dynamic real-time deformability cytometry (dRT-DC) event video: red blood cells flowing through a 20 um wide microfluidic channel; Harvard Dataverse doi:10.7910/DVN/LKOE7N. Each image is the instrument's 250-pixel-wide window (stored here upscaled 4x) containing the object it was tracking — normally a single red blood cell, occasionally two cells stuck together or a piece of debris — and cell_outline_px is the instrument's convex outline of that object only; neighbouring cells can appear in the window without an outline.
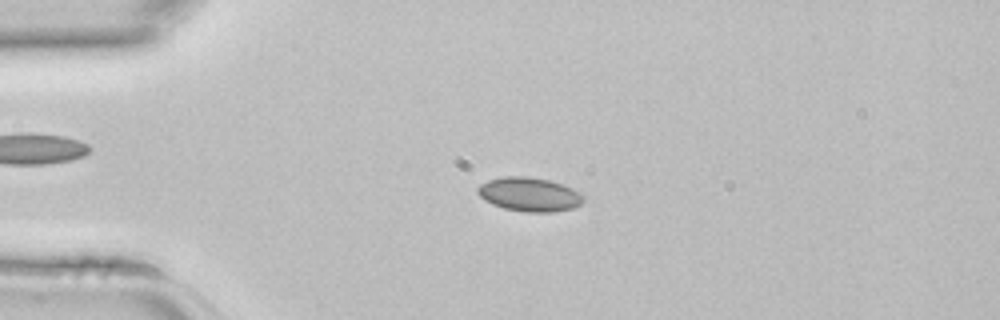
{"species": "common noctule bat (a hibernating species)", "species_latin": "Nyctalus noctula", "temperature_condition": "room temperature", "stored_images_in_passage": 36, "camera_frame_rate_fps": 3000, "um_per_image_px": 0.085, "animal": {"sex": "female", "body_mass_g": 22.7, "forearm_length_mm": 54.2}, "frame": {"image": 1, "passage_image": 2, "time_ms": 0.333, "image_size_px": [1000, 320], "cell_outline_px": [[584, 200], [580, 204], [572, 208], [556, 212], [524, 212], [504, 208], [492, 204], [484, 200], [476, 192], [476, 188], [480, 184], [488, 180], [504, 176], [524, 176], [548, 180], [572, 188], [580, 192], [584, 196]], "centroid_in_image_um": [44.97, 16.53], "position_along_channel_um": 40.0, "area_um2": 20.98}}
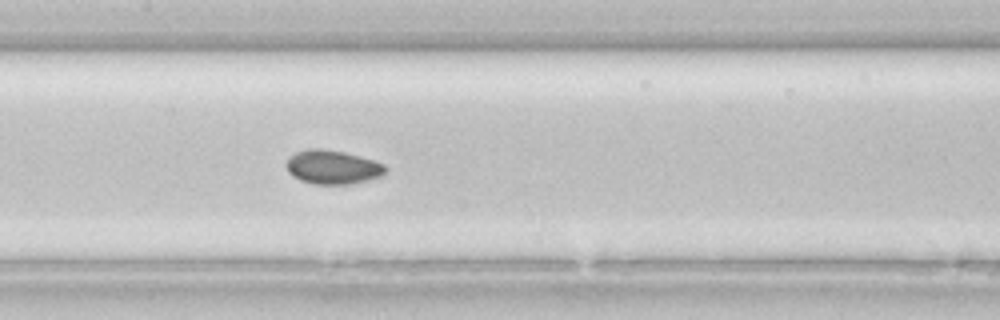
{"frame": {"image": 2, "passage_image": 13, "time_ms": 4.0, "image_size_px": [1000, 320], "cell_outline_px": [[388, 168], [380, 176], [348, 184], [312, 184], [300, 180], [292, 176], [288, 172], [284, 164], [296, 152], [308, 148], [320, 148], [344, 152], [360, 156], [384, 164]], "centroid_in_image_um": [28.23, 14.2], "position_along_channel_um": 179.2, "area_um2": 19.48}}
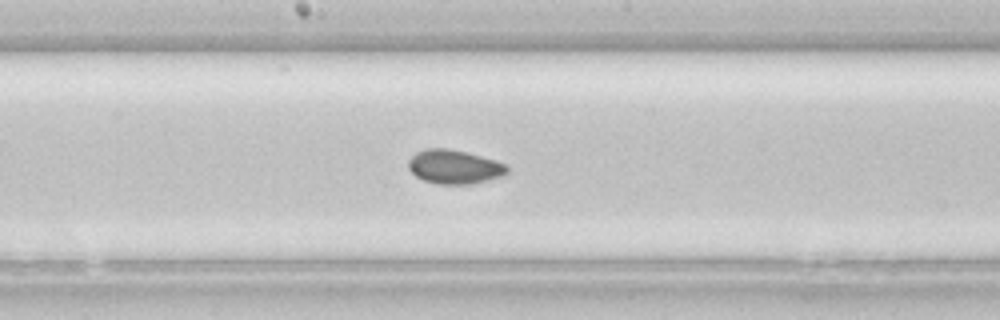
{"frame": {"image": 3, "passage_image": 15, "time_ms": 4.667, "image_size_px": [1000, 320], "cell_outline_px": [[508, 172], [504, 176], [472, 184], [436, 184], [424, 180], [416, 176], [408, 168], [408, 160], [416, 152], [424, 148], [448, 148], [468, 152], [496, 160], [504, 164], [508, 168]], "centroid_in_image_um": [38.62, 14.17], "position_along_channel_um": 209.6, "area_um2": 19.77}}